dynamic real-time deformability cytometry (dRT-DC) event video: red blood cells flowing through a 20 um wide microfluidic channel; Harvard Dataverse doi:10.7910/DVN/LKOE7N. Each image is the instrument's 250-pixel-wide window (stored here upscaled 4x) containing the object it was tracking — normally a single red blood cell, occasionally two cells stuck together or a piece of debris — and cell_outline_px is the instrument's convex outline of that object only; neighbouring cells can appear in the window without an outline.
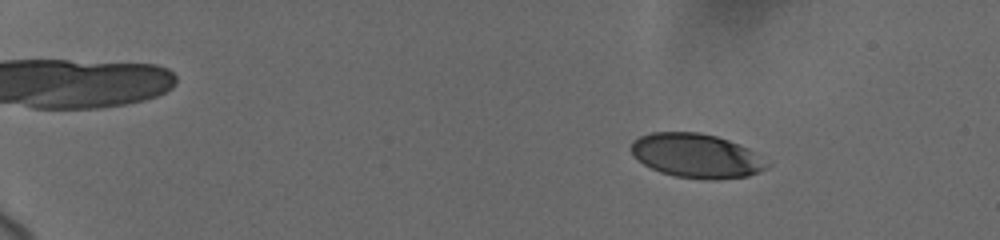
{"species": "human", "species_latin": "Homo sapiens", "temperature_condition": "cold", "stored_images_in_passage": 56, "camera_frame_rate_fps": 3000, "um_per_image_px": 0.085, "donor": {"sex": "female"}, "frame": {"image": 1, "passage_image": 25, "time_ms": 3.333, "image_size_px": [1000, 240], "cell_outline_px": [[772, 164], [768, 168], [748, 176], [676, 176], [660, 172], [636, 160], [632, 156], [632, 140], [640, 136], [652, 132], [700, 132], [716, 136], [728, 140], [748, 148]], "centroid_in_image_um": [59.16, 13.18], "position_along_channel_um": 25.8, "area_um2": 33.99}}
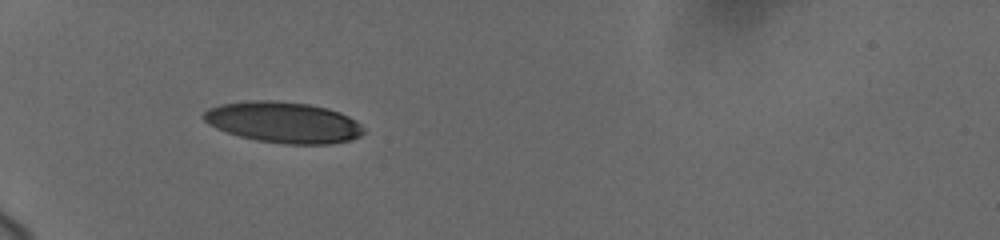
{"frame": {"image": 2, "passage_image": 55, "time_ms": 7.333, "image_size_px": [1000, 240], "cell_outline_px": [[364, 132], [360, 136], [348, 140], [328, 144], [284, 144], [256, 140], [240, 136], [216, 128], [208, 124], [200, 116], [208, 108], [220, 104], [252, 100], [276, 100], [308, 104], [328, 108], [340, 112], [356, 120], [364, 128]], "centroid_in_image_um": [24.07, 10.39], "position_along_channel_um": 60.9, "area_um2": 38.32}}